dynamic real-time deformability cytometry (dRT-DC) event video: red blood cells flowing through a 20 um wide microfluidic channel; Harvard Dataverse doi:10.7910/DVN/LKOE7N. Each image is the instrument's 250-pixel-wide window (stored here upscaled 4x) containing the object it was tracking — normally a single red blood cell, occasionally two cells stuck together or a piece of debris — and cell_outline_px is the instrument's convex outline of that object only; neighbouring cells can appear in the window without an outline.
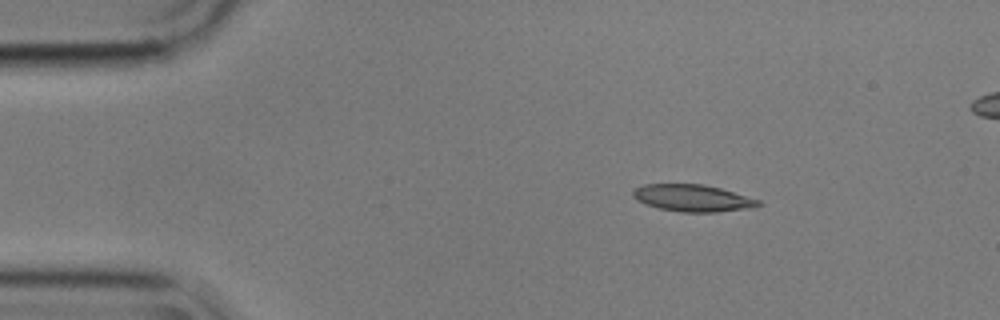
{"species": "common noctule bat (a hibernating species)", "species_latin": "Nyctalus noctula", "temperature_condition": "cold", "stored_images_in_passage": 4, "segment_of_instrument_passage": [1, 2], "camera_frame_rate_fps": 3000, "um_per_image_px": 0.085, "animal": {"sex": "male", "body_mass_g": 17.9}, "frame": {"image": 1, "passage_image": 1, "time_ms": 0.0, "image_size_px": [1000, 320], "cell_outline_px": [[764, 204], [752, 208], [716, 212], [680, 212], [660, 208], [644, 204], [636, 200], [632, 196], [632, 192], [636, 188], [644, 184], [704, 184], [720, 188], [760, 200]], "centroid_in_image_um": [58.88, 16.84], "position_along_channel_um": 26.1, "area_um2": 19.77}}